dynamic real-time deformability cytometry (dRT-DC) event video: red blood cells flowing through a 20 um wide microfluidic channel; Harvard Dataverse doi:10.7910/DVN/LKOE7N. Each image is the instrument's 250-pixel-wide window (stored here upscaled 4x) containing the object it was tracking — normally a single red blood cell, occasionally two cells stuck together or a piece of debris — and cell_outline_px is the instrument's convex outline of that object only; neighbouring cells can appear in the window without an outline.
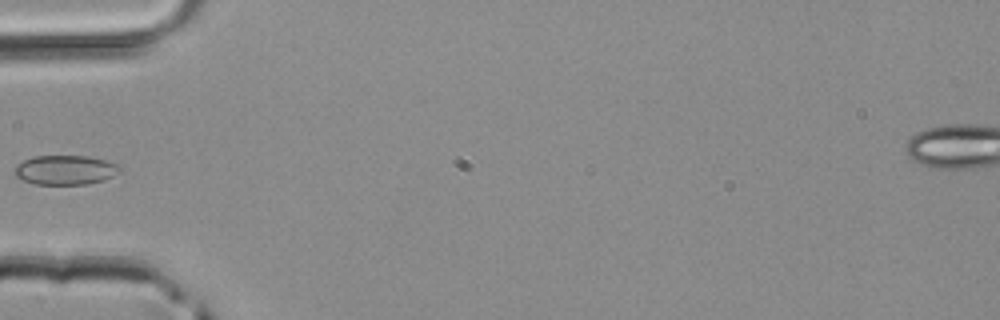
{"species": "common noctule bat (a hibernating species)", "species_latin": "Nyctalus noctula", "temperature_condition": "room temperature", "stored_images_in_passage": 3, "camera_frame_rate_fps": 3000, "um_per_image_px": 0.085, "animal": {"sex": "male", "body_mass_g": 20.4}, "frame": {"image": 1, "passage_image": 3, "time_ms": 0.667, "image_size_px": [1000, 320], "cell_outline_px": [[124, 168], [120, 172], [104, 180], [88, 184], [32, 184], [16, 176], [12, 172], [16, 164], [32, 156], [88, 156], [104, 160], [116, 164]], "centroid_in_image_um": [5.53, 14.45], "position_along_channel_um": 79.5, "area_um2": 18.21}}